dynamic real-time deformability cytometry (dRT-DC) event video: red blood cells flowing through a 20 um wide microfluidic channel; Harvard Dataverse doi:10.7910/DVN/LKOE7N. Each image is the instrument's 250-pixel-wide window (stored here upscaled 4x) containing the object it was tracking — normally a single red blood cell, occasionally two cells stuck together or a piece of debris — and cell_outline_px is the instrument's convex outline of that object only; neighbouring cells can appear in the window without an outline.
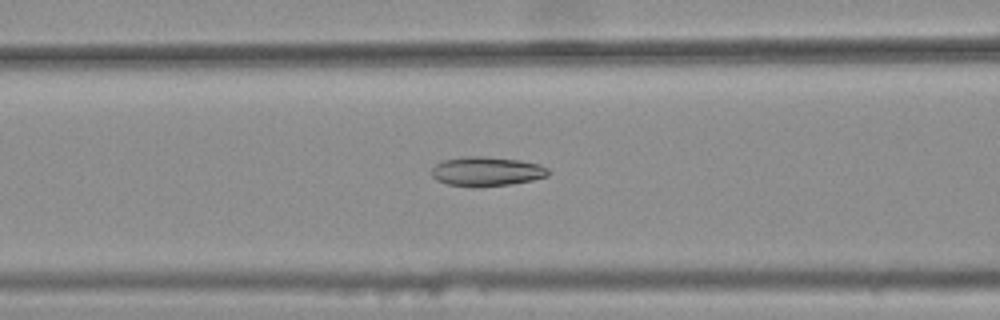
{"species": "common noctule bat (a hibernating species)", "species_latin": "Nyctalus noctula", "temperature_condition": "warm", "stored_images_in_passage": 47, "camera_frame_rate_fps": 3000, "um_per_image_px": 0.085, "animal": {"sex": "female", "body_mass_g": 25.1}, "frame": {"image": 1, "passage_image": 22, "time_ms": 7.0, "image_size_px": [1000, 320], "cell_outline_px": [[552, 172], [548, 176], [532, 180], [512, 184], [476, 188], [448, 184], [436, 180], [432, 176], [432, 168], [440, 160], [464, 156], [484, 156], [520, 160], [540, 164], [548, 168]], "centroid_in_image_um": [41.37, 14.57], "position_along_channel_um": 125.2, "area_um2": 20.4}}
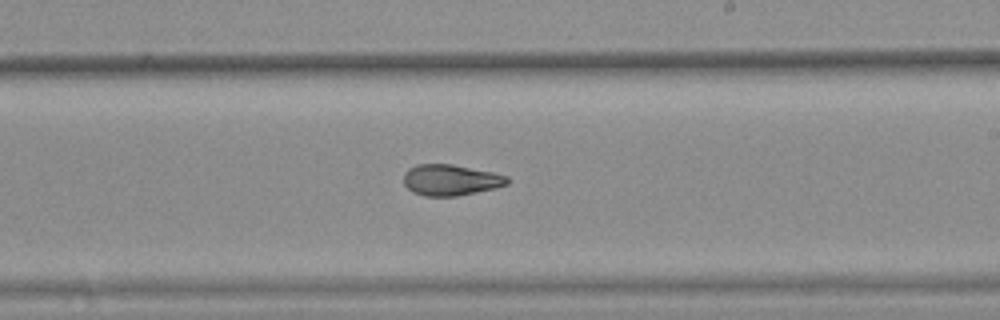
{"frame": {"image": 2, "passage_image": 32, "time_ms": 10.333, "image_size_px": [1000, 320], "cell_outline_px": [[508, 184], [496, 188], [456, 196], [424, 196], [412, 192], [404, 184], [404, 172], [408, 168], [416, 164], [452, 164], [492, 172], [508, 176]], "centroid_in_image_um": [38.28, 15.3], "position_along_channel_um": 250.7, "area_um2": 18.79}}
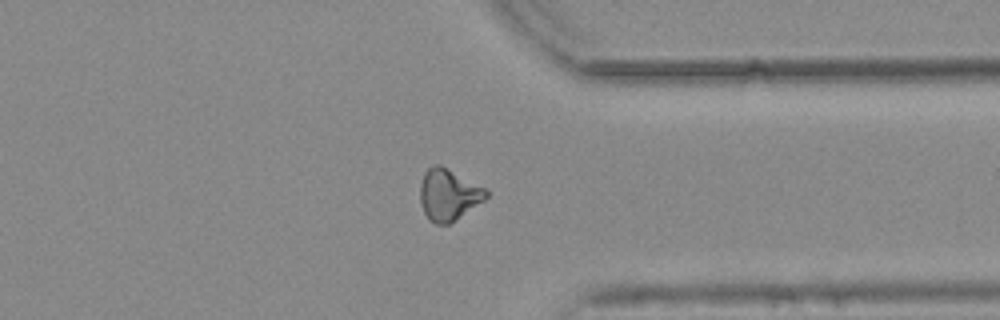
{"frame": {"image": 3, "passage_image": 42, "time_ms": 13.667, "image_size_px": [1000, 320], "cell_outline_px": [[488, 196], [484, 200], [448, 224], [436, 224], [428, 220], [420, 204], [420, 184], [424, 172], [432, 164], [440, 164], [488, 188]], "centroid_in_image_um": [38.12, 16.52], "position_along_channel_um": 373.3, "area_um2": 20.0}, "authors_computed_cell_mechanics": {"area_um2": 19.652, "velocity_mm_per_s": 3.768, "shape_relaxation_time_tau1_ms": null, "shape_relaxation_time_tau2_ms": 2.6478, "deformation_change_tau1": null, "deformation_change_tau2": 0.0969}}